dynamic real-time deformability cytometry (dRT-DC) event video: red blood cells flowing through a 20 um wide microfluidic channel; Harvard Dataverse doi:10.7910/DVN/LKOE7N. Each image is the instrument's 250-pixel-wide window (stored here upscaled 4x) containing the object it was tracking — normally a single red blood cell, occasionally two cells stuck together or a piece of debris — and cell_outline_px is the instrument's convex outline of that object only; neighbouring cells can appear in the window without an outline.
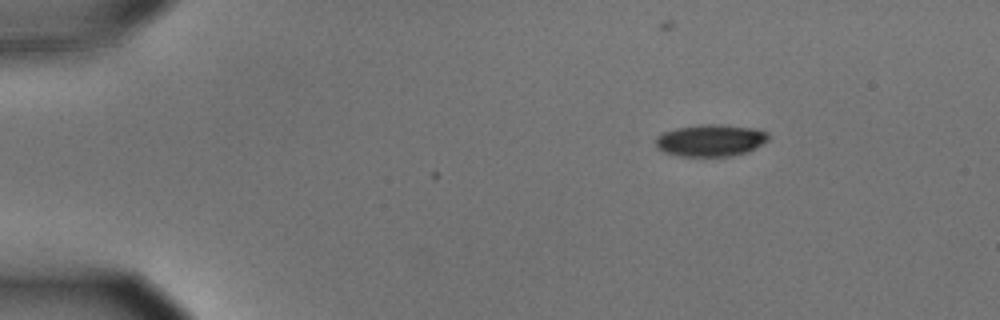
{"species": "common noctule bat (a hibernating species)", "species_latin": "Nyctalus noctula", "temperature_condition": "cold", "stored_images_in_passage": 2, "camera_frame_rate_fps": 3000, "um_per_image_px": 0.085, "animal": {"sex": "male", "body_mass_g": 15.6}, "frame": {"image": 1, "passage_image": 2, "time_ms": 0.333, "image_size_px": [1000, 320], "cell_outline_px": [[772, 136], [768, 140], [748, 152], [732, 156], [680, 156], [664, 152], [656, 148], [656, 136], [664, 132], [676, 128], [700, 124], [716, 124], [760, 128], [768, 132]], "centroid_in_image_um": [60.44, 11.92], "position_along_channel_um": 24.6, "area_um2": 21.33}}